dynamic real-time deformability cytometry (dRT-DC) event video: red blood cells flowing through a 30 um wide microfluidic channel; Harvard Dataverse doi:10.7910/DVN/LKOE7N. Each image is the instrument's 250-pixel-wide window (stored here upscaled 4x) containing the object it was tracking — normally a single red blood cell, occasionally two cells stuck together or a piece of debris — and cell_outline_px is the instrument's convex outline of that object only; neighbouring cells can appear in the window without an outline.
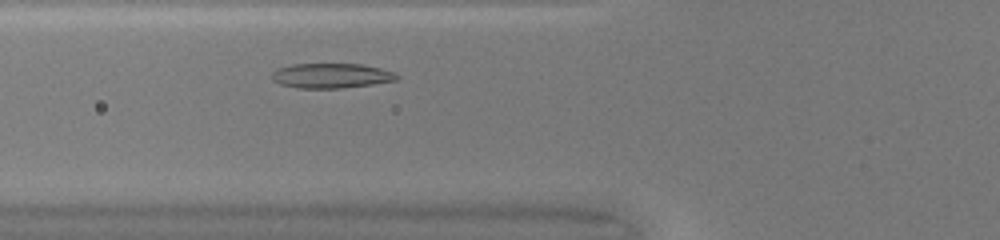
{"species": "common noctule bat (a hibernating species)", "species_latin": "Nyctalus noctula", "temperature_condition": "warm", "stored_images_in_passage": 28, "camera_frame_rate_fps": 3000, "um_per_image_px": 0.085, "animal": {"sex": "female", "body_mass_g": 20.0, "forearm_length_mm": 54.0}, "frame": {"image": 1, "passage_image": 5, "time_ms": 1.333, "image_size_px": [1000, 240], "cell_outline_px": [[400, 76], [396, 80], [372, 84], [340, 88], [296, 88], [280, 84], [272, 80], [272, 72], [276, 68], [292, 64], [360, 64], [380, 68], [396, 72]], "centroid_in_image_um": [28.14, 6.43], "position_along_channel_um": 97.7, "area_um2": 18.15}}
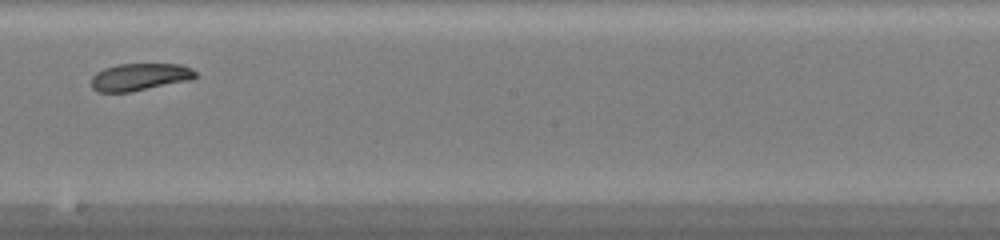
{"frame": {"image": 2, "passage_image": 15, "time_ms": 4.667, "image_size_px": [1000, 240], "cell_outline_px": [[196, 76], [192, 80], [132, 92], [96, 92], [92, 88], [92, 76], [96, 72], [104, 68], [116, 64], [180, 64], [192, 68], [196, 72]], "centroid_in_image_um": [11.88, 6.54], "position_along_channel_um": 236.3, "area_um2": 16.82}}
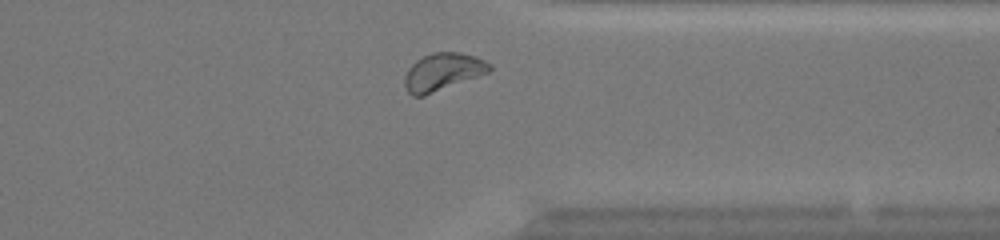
{"frame": {"image": 3, "passage_image": 25, "time_ms": 8.0, "image_size_px": [1000, 240], "cell_outline_px": [[492, 68], [488, 72], [424, 96], [412, 96], [408, 92], [404, 84], [404, 76], [408, 68], [416, 60], [432, 52], [460, 52], [476, 56], [492, 64]], "centroid_in_image_um": [37.62, 6.1], "position_along_channel_um": 373.8, "area_um2": 18.5}, "authors_computed_cell_mechanics": {"area_um2": 17.1666, "velocity_mm_per_s": 4.1698, "shape_relaxation_time_tau1_ms": 3.2832, "shape_relaxation_time_tau2_ms": 2.4962, "deformation_change_tau1": 0.1063, "deformation_change_tau2": 0.0639}}